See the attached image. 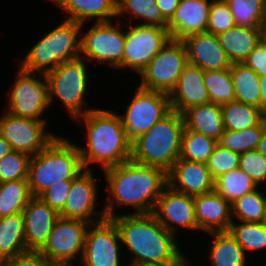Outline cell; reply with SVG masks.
I'll use <instances>...</instances> for the list:
<instances>
[{"instance_id": "23", "label": "cell", "mask_w": 266, "mask_h": 266, "mask_svg": "<svg viewBox=\"0 0 266 266\" xmlns=\"http://www.w3.org/2000/svg\"><path fill=\"white\" fill-rule=\"evenodd\" d=\"M212 0H180L173 17L167 24L171 39L206 32Z\"/></svg>"}, {"instance_id": "5", "label": "cell", "mask_w": 266, "mask_h": 266, "mask_svg": "<svg viewBox=\"0 0 266 266\" xmlns=\"http://www.w3.org/2000/svg\"><path fill=\"white\" fill-rule=\"evenodd\" d=\"M184 128L183 115L171 110L148 132L131 142V160L168 172L180 158Z\"/></svg>"}, {"instance_id": "52", "label": "cell", "mask_w": 266, "mask_h": 266, "mask_svg": "<svg viewBox=\"0 0 266 266\" xmlns=\"http://www.w3.org/2000/svg\"><path fill=\"white\" fill-rule=\"evenodd\" d=\"M262 39L266 43V25L263 27V30H262Z\"/></svg>"}, {"instance_id": "31", "label": "cell", "mask_w": 266, "mask_h": 266, "mask_svg": "<svg viewBox=\"0 0 266 266\" xmlns=\"http://www.w3.org/2000/svg\"><path fill=\"white\" fill-rule=\"evenodd\" d=\"M225 130L241 131L259 125L264 120L261 108L238 101L221 105Z\"/></svg>"}, {"instance_id": "14", "label": "cell", "mask_w": 266, "mask_h": 266, "mask_svg": "<svg viewBox=\"0 0 266 266\" xmlns=\"http://www.w3.org/2000/svg\"><path fill=\"white\" fill-rule=\"evenodd\" d=\"M121 236L112 219L88 226L79 266H121ZM121 256V257H120ZM125 266V265H122Z\"/></svg>"}, {"instance_id": "17", "label": "cell", "mask_w": 266, "mask_h": 266, "mask_svg": "<svg viewBox=\"0 0 266 266\" xmlns=\"http://www.w3.org/2000/svg\"><path fill=\"white\" fill-rule=\"evenodd\" d=\"M152 214L168 232L176 237H178L179 228L185 231H198L194 196L179 193L169 186L163 190L158 198Z\"/></svg>"}, {"instance_id": "28", "label": "cell", "mask_w": 266, "mask_h": 266, "mask_svg": "<svg viewBox=\"0 0 266 266\" xmlns=\"http://www.w3.org/2000/svg\"><path fill=\"white\" fill-rule=\"evenodd\" d=\"M27 252L23 213L0 218V262Z\"/></svg>"}, {"instance_id": "7", "label": "cell", "mask_w": 266, "mask_h": 266, "mask_svg": "<svg viewBox=\"0 0 266 266\" xmlns=\"http://www.w3.org/2000/svg\"><path fill=\"white\" fill-rule=\"evenodd\" d=\"M87 64L85 59L78 57L60 64L45 74L50 106L55 99H58L73 121L97 108H91L87 102L85 103L90 86Z\"/></svg>"}, {"instance_id": "32", "label": "cell", "mask_w": 266, "mask_h": 266, "mask_svg": "<svg viewBox=\"0 0 266 266\" xmlns=\"http://www.w3.org/2000/svg\"><path fill=\"white\" fill-rule=\"evenodd\" d=\"M262 189L263 186H259L231 203L233 221L263 222L266 212V187L264 192Z\"/></svg>"}, {"instance_id": "46", "label": "cell", "mask_w": 266, "mask_h": 266, "mask_svg": "<svg viewBox=\"0 0 266 266\" xmlns=\"http://www.w3.org/2000/svg\"><path fill=\"white\" fill-rule=\"evenodd\" d=\"M254 70L259 77L266 75V43L262 39L243 62Z\"/></svg>"}, {"instance_id": "54", "label": "cell", "mask_w": 266, "mask_h": 266, "mask_svg": "<svg viewBox=\"0 0 266 266\" xmlns=\"http://www.w3.org/2000/svg\"><path fill=\"white\" fill-rule=\"evenodd\" d=\"M264 5H265V15H266V0H264Z\"/></svg>"}, {"instance_id": "3", "label": "cell", "mask_w": 266, "mask_h": 266, "mask_svg": "<svg viewBox=\"0 0 266 266\" xmlns=\"http://www.w3.org/2000/svg\"><path fill=\"white\" fill-rule=\"evenodd\" d=\"M116 112L95 108L76 119L86 131L87 146L77 145L84 169L94 170L92 164H96L104 171L131 160V141Z\"/></svg>"}, {"instance_id": "41", "label": "cell", "mask_w": 266, "mask_h": 266, "mask_svg": "<svg viewBox=\"0 0 266 266\" xmlns=\"http://www.w3.org/2000/svg\"><path fill=\"white\" fill-rule=\"evenodd\" d=\"M236 26L230 6L225 0H212L206 32L218 35Z\"/></svg>"}, {"instance_id": "16", "label": "cell", "mask_w": 266, "mask_h": 266, "mask_svg": "<svg viewBox=\"0 0 266 266\" xmlns=\"http://www.w3.org/2000/svg\"><path fill=\"white\" fill-rule=\"evenodd\" d=\"M98 184L93 170L84 169L80 172L72 180L69 196L59 217L78 219L89 224L104 220L106 218L104 208L99 211L96 207L99 204L98 196L102 195L98 192L100 190Z\"/></svg>"}, {"instance_id": "15", "label": "cell", "mask_w": 266, "mask_h": 266, "mask_svg": "<svg viewBox=\"0 0 266 266\" xmlns=\"http://www.w3.org/2000/svg\"><path fill=\"white\" fill-rule=\"evenodd\" d=\"M48 121L18 117L6 111L0 117V135L13 150L30 156L42 151L57 135L47 131Z\"/></svg>"}, {"instance_id": "37", "label": "cell", "mask_w": 266, "mask_h": 266, "mask_svg": "<svg viewBox=\"0 0 266 266\" xmlns=\"http://www.w3.org/2000/svg\"><path fill=\"white\" fill-rule=\"evenodd\" d=\"M236 26L263 28L266 25L264 0H225Z\"/></svg>"}, {"instance_id": "19", "label": "cell", "mask_w": 266, "mask_h": 266, "mask_svg": "<svg viewBox=\"0 0 266 266\" xmlns=\"http://www.w3.org/2000/svg\"><path fill=\"white\" fill-rule=\"evenodd\" d=\"M25 243L27 251H40L47 243L56 220L53 208L39 197H31L23 210Z\"/></svg>"}, {"instance_id": "22", "label": "cell", "mask_w": 266, "mask_h": 266, "mask_svg": "<svg viewBox=\"0 0 266 266\" xmlns=\"http://www.w3.org/2000/svg\"><path fill=\"white\" fill-rule=\"evenodd\" d=\"M194 205L199 232L207 235L229 230L233 222L231 203L216 191L194 196Z\"/></svg>"}, {"instance_id": "8", "label": "cell", "mask_w": 266, "mask_h": 266, "mask_svg": "<svg viewBox=\"0 0 266 266\" xmlns=\"http://www.w3.org/2000/svg\"><path fill=\"white\" fill-rule=\"evenodd\" d=\"M113 22H94L87 30L82 24L80 57L91 64L98 62L100 65L105 64L112 69L121 70L126 41V24L122 20Z\"/></svg>"}, {"instance_id": "34", "label": "cell", "mask_w": 266, "mask_h": 266, "mask_svg": "<svg viewBox=\"0 0 266 266\" xmlns=\"http://www.w3.org/2000/svg\"><path fill=\"white\" fill-rule=\"evenodd\" d=\"M31 197L27 179L0 183V218L22 213Z\"/></svg>"}, {"instance_id": "47", "label": "cell", "mask_w": 266, "mask_h": 266, "mask_svg": "<svg viewBox=\"0 0 266 266\" xmlns=\"http://www.w3.org/2000/svg\"><path fill=\"white\" fill-rule=\"evenodd\" d=\"M156 3L163 18L167 22H169L173 17L175 10L180 3V0H156Z\"/></svg>"}, {"instance_id": "10", "label": "cell", "mask_w": 266, "mask_h": 266, "mask_svg": "<svg viewBox=\"0 0 266 266\" xmlns=\"http://www.w3.org/2000/svg\"><path fill=\"white\" fill-rule=\"evenodd\" d=\"M187 63V51L182 40L170 38L139 73V87L169 95Z\"/></svg>"}, {"instance_id": "24", "label": "cell", "mask_w": 266, "mask_h": 266, "mask_svg": "<svg viewBox=\"0 0 266 266\" xmlns=\"http://www.w3.org/2000/svg\"><path fill=\"white\" fill-rule=\"evenodd\" d=\"M57 8L63 10L71 20L79 24L88 23V20L110 22L117 20V0H51Z\"/></svg>"}, {"instance_id": "42", "label": "cell", "mask_w": 266, "mask_h": 266, "mask_svg": "<svg viewBox=\"0 0 266 266\" xmlns=\"http://www.w3.org/2000/svg\"><path fill=\"white\" fill-rule=\"evenodd\" d=\"M240 154L223 147L219 143L206 163L207 168L215 180L227 172L239 168Z\"/></svg>"}, {"instance_id": "12", "label": "cell", "mask_w": 266, "mask_h": 266, "mask_svg": "<svg viewBox=\"0 0 266 266\" xmlns=\"http://www.w3.org/2000/svg\"><path fill=\"white\" fill-rule=\"evenodd\" d=\"M89 225L82 220L59 217L39 252L55 266H75L76 259L79 263L82 259Z\"/></svg>"}, {"instance_id": "27", "label": "cell", "mask_w": 266, "mask_h": 266, "mask_svg": "<svg viewBox=\"0 0 266 266\" xmlns=\"http://www.w3.org/2000/svg\"><path fill=\"white\" fill-rule=\"evenodd\" d=\"M212 239L209 246L208 255L210 266H248V256L235 238L226 232L208 233ZM190 262V266H194Z\"/></svg>"}, {"instance_id": "20", "label": "cell", "mask_w": 266, "mask_h": 266, "mask_svg": "<svg viewBox=\"0 0 266 266\" xmlns=\"http://www.w3.org/2000/svg\"><path fill=\"white\" fill-rule=\"evenodd\" d=\"M187 62L198 66L203 71L223 70L231 67L225 50L222 48L218 36L207 32L191 34L185 37Z\"/></svg>"}, {"instance_id": "35", "label": "cell", "mask_w": 266, "mask_h": 266, "mask_svg": "<svg viewBox=\"0 0 266 266\" xmlns=\"http://www.w3.org/2000/svg\"><path fill=\"white\" fill-rule=\"evenodd\" d=\"M237 222L233 221L228 231L243 248L247 256H249L248 253L252 254L256 251L266 250V228L262 222Z\"/></svg>"}, {"instance_id": "13", "label": "cell", "mask_w": 266, "mask_h": 266, "mask_svg": "<svg viewBox=\"0 0 266 266\" xmlns=\"http://www.w3.org/2000/svg\"><path fill=\"white\" fill-rule=\"evenodd\" d=\"M122 70L139 74L170 39L167 27L126 24Z\"/></svg>"}, {"instance_id": "2", "label": "cell", "mask_w": 266, "mask_h": 266, "mask_svg": "<svg viewBox=\"0 0 266 266\" xmlns=\"http://www.w3.org/2000/svg\"><path fill=\"white\" fill-rule=\"evenodd\" d=\"M120 233L121 243L131 253L126 265L190 264L177 237L168 232L151 214H121L111 218ZM190 259V260H188Z\"/></svg>"}, {"instance_id": "6", "label": "cell", "mask_w": 266, "mask_h": 266, "mask_svg": "<svg viewBox=\"0 0 266 266\" xmlns=\"http://www.w3.org/2000/svg\"><path fill=\"white\" fill-rule=\"evenodd\" d=\"M82 24L63 20L45 33L20 62L21 69L46 74L60 64L80 57Z\"/></svg>"}, {"instance_id": "21", "label": "cell", "mask_w": 266, "mask_h": 266, "mask_svg": "<svg viewBox=\"0 0 266 266\" xmlns=\"http://www.w3.org/2000/svg\"><path fill=\"white\" fill-rule=\"evenodd\" d=\"M171 110L183 114L186 110L210 102L203 81V70L187 63L179 76L176 87L169 94Z\"/></svg>"}, {"instance_id": "1", "label": "cell", "mask_w": 266, "mask_h": 266, "mask_svg": "<svg viewBox=\"0 0 266 266\" xmlns=\"http://www.w3.org/2000/svg\"><path fill=\"white\" fill-rule=\"evenodd\" d=\"M102 174L108 191L103 208L109 219L121 214L153 213L158 198L168 186L167 172L164 169L132 160L108 168ZM122 206H130L134 211L118 212L116 207Z\"/></svg>"}, {"instance_id": "38", "label": "cell", "mask_w": 266, "mask_h": 266, "mask_svg": "<svg viewBox=\"0 0 266 266\" xmlns=\"http://www.w3.org/2000/svg\"><path fill=\"white\" fill-rule=\"evenodd\" d=\"M217 144L212 138L184 128L180 159L206 164Z\"/></svg>"}, {"instance_id": "29", "label": "cell", "mask_w": 266, "mask_h": 266, "mask_svg": "<svg viewBox=\"0 0 266 266\" xmlns=\"http://www.w3.org/2000/svg\"><path fill=\"white\" fill-rule=\"evenodd\" d=\"M127 14V15H126ZM128 16V17H127ZM127 20L128 22L137 19L138 23L133 24L167 27L168 22L163 18L156 0H117V20ZM144 19V20H143Z\"/></svg>"}, {"instance_id": "36", "label": "cell", "mask_w": 266, "mask_h": 266, "mask_svg": "<svg viewBox=\"0 0 266 266\" xmlns=\"http://www.w3.org/2000/svg\"><path fill=\"white\" fill-rule=\"evenodd\" d=\"M203 81L211 103L224 105L235 101V90L230 68L203 71Z\"/></svg>"}, {"instance_id": "33", "label": "cell", "mask_w": 266, "mask_h": 266, "mask_svg": "<svg viewBox=\"0 0 266 266\" xmlns=\"http://www.w3.org/2000/svg\"><path fill=\"white\" fill-rule=\"evenodd\" d=\"M258 187L257 183L240 168L231 170L214 180V191L230 203Z\"/></svg>"}, {"instance_id": "26", "label": "cell", "mask_w": 266, "mask_h": 266, "mask_svg": "<svg viewBox=\"0 0 266 266\" xmlns=\"http://www.w3.org/2000/svg\"><path fill=\"white\" fill-rule=\"evenodd\" d=\"M262 30L263 28L235 26L217 36L230 62L243 63L262 40Z\"/></svg>"}, {"instance_id": "43", "label": "cell", "mask_w": 266, "mask_h": 266, "mask_svg": "<svg viewBox=\"0 0 266 266\" xmlns=\"http://www.w3.org/2000/svg\"><path fill=\"white\" fill-rule=\"evenodd\" d=\"M239 168L258 186H266V158L257 149L240 154Z\"/></svg>"}, {"instance_id": "50", "label": "cell", "mask_w": 266, "mask_h": 266, "mask_svg": "<svg viewBox=\"0 0 266 266\" xmlns=\"http://www.w3.org/2000/svg\"><path fill=\"white\" fill-rule=\"evenodd\" d=\"M256 149L266 158V128L262 133V136Z\"/></svg>"}, {"instance_id": "51", "label": "cell", "mask_w": 266, "mask_h": 266, "mask_svg": "<svg viewBox=\"0 0 266 266\" xmlns=\"http://www.w3.org/2000/svg\"><path fill=\"white\" fill-rule=\"evenodd\" d=\"M126 266H190V264H167V265L140 264V265H126Z\"/></svg>"}, {"instance_id": "49", "label": "cell", "mask_w": 266, "mask_h": 266, "mask_svg": "<svg viewBox=\"0 0 266 266\" xmlns=\"http://www.w3.org/2000/svg\"><path fill=\"white\" fill-rule=\"evenodd\" d=\"M12 150L9 142L0 135V160Z\"/></svg>"}, {"instance_id": "48", "label": "cell", "mask_w": 266, "mask_h": 266, "mask_svg": "<svg viewBox=\"0 0 266 266\" xmlns=\"http://www.w3.org/2000/svg\"><path fill=\"white\" fill-rule=\"evenodd\" d=\"M259 88L261 92V110L266 111V75L259 77Z\"/></svg>"}, {"instance_id": "11", "label": "cell", "mask_w": 266, "mask_h": 266, "mask_svg": "<svg viewBox=\"0 0 266 266\" xmlns=\"http://www.w3.org/2000/svg\"><path fill=\"white\" fill-rule=\"evenodd\" d=\"M125 109L119 116L126 136L132 142L171 111L169 95L136 86Z\"/></svg>"}, {"instance_id": "53", "label": "cell", "mask_w": 266, "mask_h": 266, "mask_svg": "<svg viewBox=\"0 0 266 266\" xmlns=\"http://www.w3.org/2000/svg\"><path fill=\"white\" fill-rule=\"evenodd\" d=\"M262 223L264 224V226H265V228H266V212H265V217H264V220H263Z\"/></svg>"}, {"instance_id": "44", "label": "cell", "mask_w": 266, "mask_h": 266, "mask_svg": "<svg viewBox=\"0 0 266 266\" xmlns=\"http://www.w3.org/2000/svg\"><path fill=\"white\" fill-rule=\"evenodd\" d=\"M72 180H64V183H57L43 192L39 198L60 213L65 206L71 190Z\"/></svg>"}, {"instance_id": "9", "label": "cell", "mask_w": 266, "mask_h": 266, "mask_svg": "<svg viewBox=\"0 0 266 266\" xmlns=\"http://www.w3.org/2000/svg\"><path fill=\"white\" fill-rule=\"evenodd\" d=\"M18 69L7 93L5 111L18 117L48 121L44 118L45 111L50 108L46 75Z\"/></svg>"}, {"instance_id": "4", "label": "cell", "mask_w": 266, "mask_h": 266, "mask_svg": "<svg viewBox=\"0 0 266 266\" xmlns=\"http://www.w3.org/2000/svg\"><path fill=\"white\" fill-rule=\"evenodd\" d=\"M57 135L42 151L31 156L28 186L31 196L39 197L48 188L64 180H73L84 170L77 143Z\"/></svg>"}, {"instance_id": "39", "label": "cell", "mask_w": 266, "mask_h": 266, "mask_svg": "<svg viewBox=\"0 0 266 266\" xmlns=\"http://www.w3.org/2000/svg\"><path fill=\"white\" fill-rule=\"evenodd\" d=\"M265 128L266 122L263 120L259 125L241 131L225 130L218 143L239 154L255 150Z\"/></svg>"}, {"instance_id": "25", "label": "cell", "mask_w": 266, "mask_h": 266, "mask_svg": "<svg viewBox=\"0 0 266 266\" xmlns=\"http://www.w3.org/2000/svg\"><path fill=\"white\" fill-rule=\"evenodd\" d=\"M182 115L186 129L203 134L217 142L225 132L221 105L209 102L192 107Z\"/></svg>"}, {"instance_id": "55", "label": "cell", "mask_w": 266, "mask_h": 266, "mask_svg": "<svg viewBox=\"0 0 266 266\" xmlns=\"http://www.w3.org/2000/svg\"><path fill=\"white\" fill-rule=\"evenodd\" d=\"M264 120L266 122V111L264 112Z\"/></svg>"}, {"instance_id": "30", "label": "cell", "mask_w": 266, "mask_h": 266, "mask_svg": "<svg viewBox=\"0 0 266 266\" xmlns=\"http://www.w3.org/2000/svg\"><path fill=\"white\" fill-rule=\"evenodd\" d=\"M230 73L235 90V101L261 108L259 76L244 63H233Z\"/></svg>"}, {"instance_id": "40", "label": "cell", "mask_w": 266, "mask_h": 266, "mask_svg": "<svg viewBox=\"0 0 266 266\" xmlns=\"http://www.w3.org/2000/svg\"><path fill=\"white\" fill-rule=\"evenodd\" d=\"M31 156L12 150L0 160V183L27 179Z\"/></svg>"}, {"instance_id": "18", "label": "cell", "mask_w": 266, "mask_h": 266, "mask_svg": "<svg viewBox=\"0 0 266 266\" xmlns=\"http://www.w3.org/2000/svg\"><path fill=\"white\" fill-rule=\"evenodd\" d=\"M167 180L172 190L191 196L214 191V179L205 163L179 158L167 172Z\"/></svg>"}, {"instance_id": "45", "label": "cell", "mask_w": 266, "mask_h": 266, "mask_svg": "<svg viewBox=\"0 0 266 266\" xmlns=\"http://www.w3.org/2000/svg\"><path fill=\"white\" fill-rule=\"evenodd\" d=\"M3 266H55L39 251H27L1 262Z\"/></svg>"}]
</instances>
